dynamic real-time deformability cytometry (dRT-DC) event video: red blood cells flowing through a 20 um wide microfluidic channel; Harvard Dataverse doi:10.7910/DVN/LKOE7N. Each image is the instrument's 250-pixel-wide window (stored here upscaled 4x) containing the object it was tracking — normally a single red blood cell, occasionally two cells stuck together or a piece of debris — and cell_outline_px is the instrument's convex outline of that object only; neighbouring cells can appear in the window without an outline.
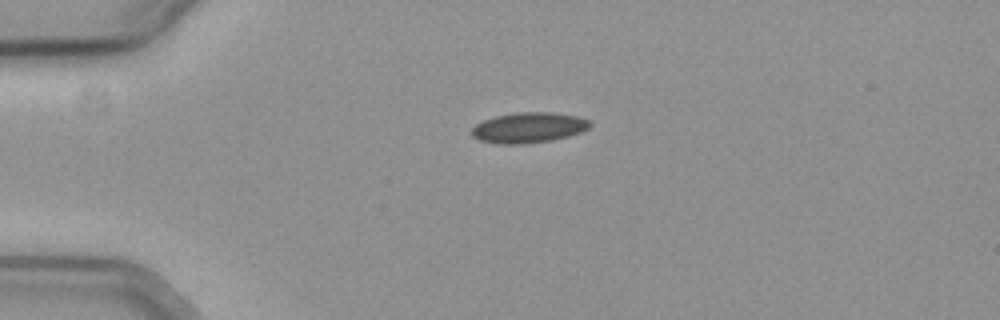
{"species": "common noctule bat (a hibernating species)", "species_latin": "Nyctalus noctula", "temperature_condition": "cold", "stored_images_in_passage": 43, "camera_frame_rate_fps": 3000, "um_per_image_px": 0.085, "animal": {"sex": "female", "body_mass_g": 19.3, "forearm_length_mm": 54.1}, "frame": {"image": 1, "passage_image": 1, "time_ms": 0.0, "image_size_px": [1000, 320], "cell_outline_px": [[592, 124], [588, 128], [580, 132], [568, 136], [552, 140], [524, 144], [500, 144], [480, 140], [472, 136], [472, 128], [476, 124], [484, 120], [496, 116], [516, 112], [548, 112], [576, 116], [588, 120]], "centroid_in_image_um": [44.92, 10.85], "position_along_channel_um": 40.1, "area_um2": 20.81}}
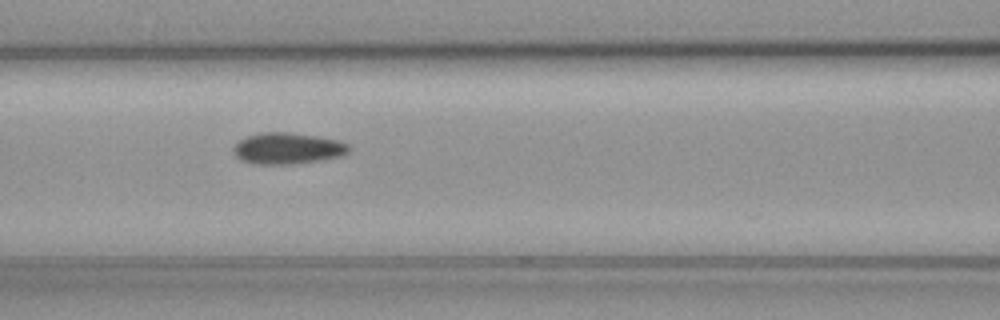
{"frame": {"image": 2, "passage_image": 12, "time_ms": 3.667, "image_size_px": [1000, 320], "cell_outline_px": [[348, 152], [340, 156], [292, 164], [260, 164], [244, 160], [236, 156], [232, 148], [240, 140], [248, 136], [260, 132], [288, 132], [316, 136], [340, 140], [348, 144]], "centroid_in_image_um": [24.44, 12.59], "position_along_channel_um": 142.2, "area_um2": 20.69}}
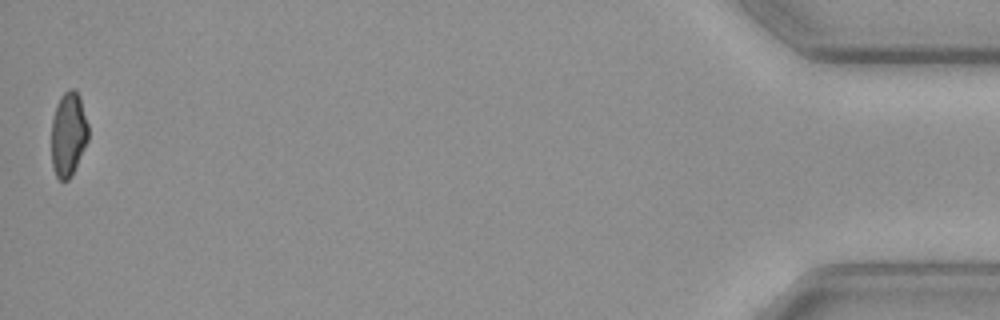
{"frame": {"image": 3, "passage_image": 43, "time_ms": 14.0, "image_size_px": [1000, 320], "cell_outline_px": [[88, 140], [72, 176], [68, 180], [60, 180], [56, 176], [52, 168], [52, 120], [56, 104], [60, 96], [68, 88], [76, 88], [80, 96], [88, 124]], "centroid_in_image_um": [5.81, 11.38], "position_along_channel_um": 429.4, "area_um2": 18.38}}